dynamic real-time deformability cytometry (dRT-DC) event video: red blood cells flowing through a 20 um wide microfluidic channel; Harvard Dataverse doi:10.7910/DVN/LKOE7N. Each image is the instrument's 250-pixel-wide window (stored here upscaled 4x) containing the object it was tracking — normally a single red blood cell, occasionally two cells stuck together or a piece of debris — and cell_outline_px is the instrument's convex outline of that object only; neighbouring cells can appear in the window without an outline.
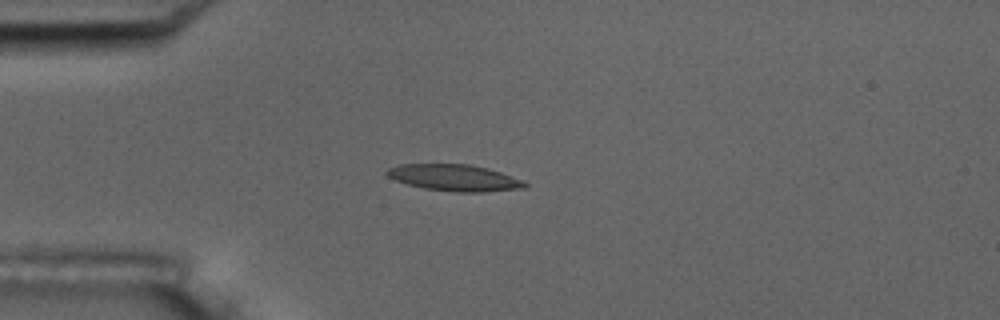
{"species": "common noctule bat (a hibernating species)", "species_latin": "Nyctalus noctula", "temperature_condition": "room temperature", "stored_images_in_passage": 10, "camera_frame_rate_fps": 3000, "um_per_image_px": 0.085, "animal": {"sex": "male", "body_mass_g": 17.5, "forearm_length_mm": 52.3}, "frame": {"image": 1, "passage_image": 4, "time_ms": 3.667, "image_size_px": [1000, 320], "cell_outline_px": [[528, 184], [524, 188], [484, 192], [456, 192], [424, 188], [408, 184], [396, 180], [388, 176], [384, 172], [388, 168], [400, 164], [468, 164], [488, 168], [524, 180]], "centroid_in_image_um": [38.64, 15.1], "position_along_channel_um": 46.4, "area_um2": 21.27}}